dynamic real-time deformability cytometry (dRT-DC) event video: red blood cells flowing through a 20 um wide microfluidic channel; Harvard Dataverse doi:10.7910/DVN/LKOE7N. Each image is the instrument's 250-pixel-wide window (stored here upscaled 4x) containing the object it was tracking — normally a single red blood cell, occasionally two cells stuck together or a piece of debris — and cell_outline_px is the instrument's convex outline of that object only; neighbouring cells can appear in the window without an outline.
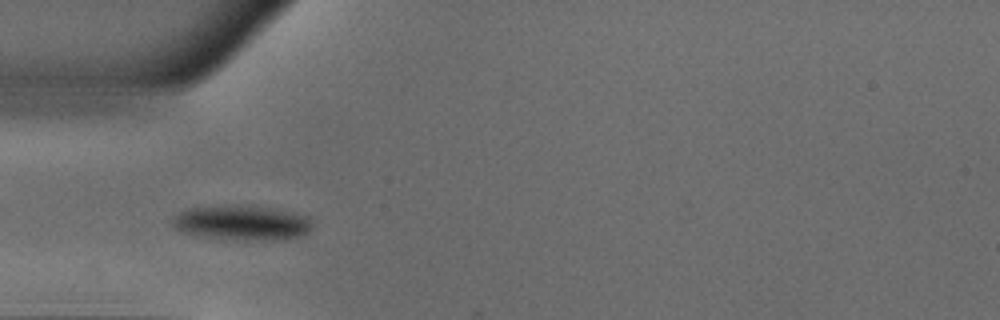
{"species": "common noctule bat (a hibernating species)", "species_latin": "Nyctalus noctula", "temperature_condition": "warm", "stored_images_in_passage": 38, "camera_frame_rate_fps": 3000, "um_per_image_px": 0.085, "animal": {"sex": "male", "body_mass_g": 18.8}, "frame": {"image": 1, "passage_image": 3, "time_ms": 0.667, "image_size_px": [1000, 320], "cell_outline_px": [[312, 228], [304, 236], [284, 240], [236, 240], [204, 236], [180, 232], [172, 224], [172, 220], [180, 212], [188, 208], [224, 204], [272, 208], [292, 212], [308, 216], [312, 220]], "centroid_in_image_um": [20.61, 18.94], "position_along_channel_um": 64.4, "area_um2": 28.78}}
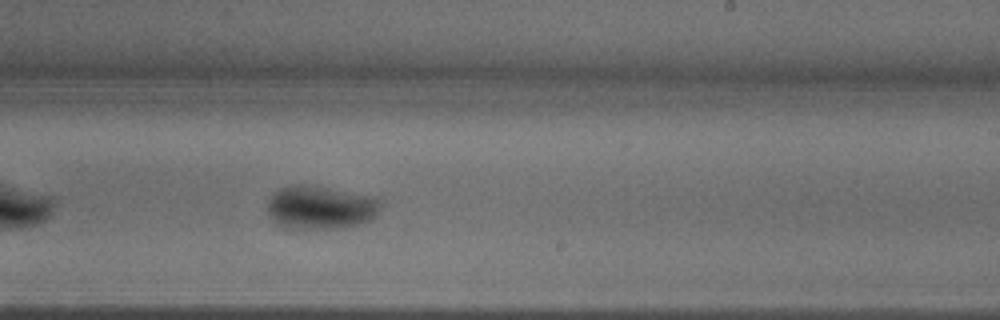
{"frame": {"image": 2, "passage_image": 18, "time_ms": 5.667, "image_size_px": [1000, 320], "cell_outline_px": [[384, 200], [376, 216], [372, 220], [360, 224], [340, 228], [284, 228], [272, 220], [268, 212], [268, 200], [280, 188], [288, 184], [312, 184], [376, 196]], "centroid_in_image_um": [27.3, 17.6], "position_along_channel_um": 261.7, "area_um2": 29.36}}
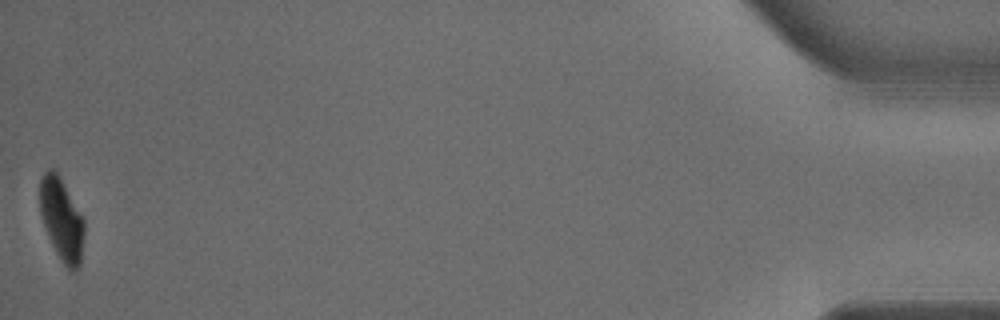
{"frame": {"image": 3, "passage_image": 38, "time_ms": 12.333, "image_size_px": [1000, 320], "cell_outline_px": [[84, 236], [80, 268], [76, 272], [72, 272], [60, 260], [48, 236], [40, 212], [40, 180], [44, 172], [48, 168], [56, 168], [84, 216]], "centroid_in_image_um": [5.27, 18.62], "position_along_channel_um": 429.9, "area_um2": 21.91}, "authors_computed_cell_mechanics": {"area_um2": 27.1082, "velocity_mm_per_s": 3.9532, "shape_relaxation_time_tau1_ms": 3.8954, "shape_relaxation_time_tau2_ms": 1.7423, "deformation_change_tau1": 0.1485, "deformation_change_tau2": 0.0283}}